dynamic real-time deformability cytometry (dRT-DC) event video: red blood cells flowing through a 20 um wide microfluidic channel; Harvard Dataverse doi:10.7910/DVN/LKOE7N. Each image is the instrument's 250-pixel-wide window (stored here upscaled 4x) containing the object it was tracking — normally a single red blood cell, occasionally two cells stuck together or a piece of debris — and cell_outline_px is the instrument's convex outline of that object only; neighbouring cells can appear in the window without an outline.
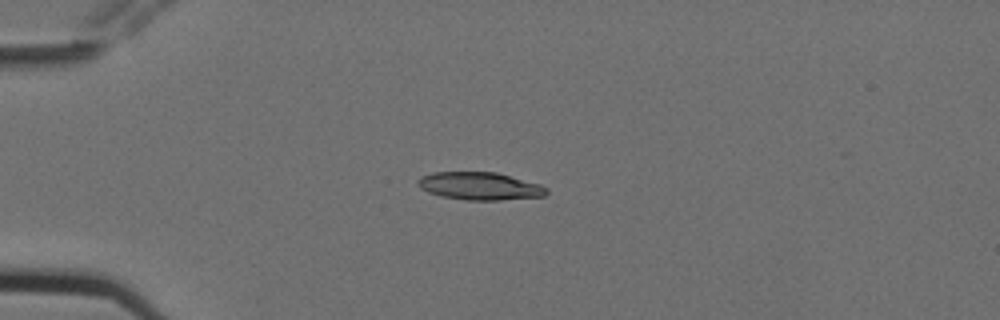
{"species": "Egyptian fruit bat (a non-hibernating species)", "species_latin": "Rousettus aegyptiacus", "temperature_condition": "cold", "stored_images_in_passage": 5, "camera_frame_rate_fps": 3000, "um_per_image_px": 0.085, "animal": {"sex": "female"}, "frame": {"image": 1, "passage_image": 4, "time_ms": 1.0, "image_size_px": [1000, 320], "cell_outline_px": [[548, 192], [544, 196], [500, 200], [468, 200], [440, 196], [428, 192], [420, 188], [416, 184], [416, 180], [420, 176], [432, 172], [496, 172], [540, 184], [548, 188]], "centroid_in_image_um": [40.75, 15.81], "position_along_channel_um": 44.3, "area_um2": 20.92}}
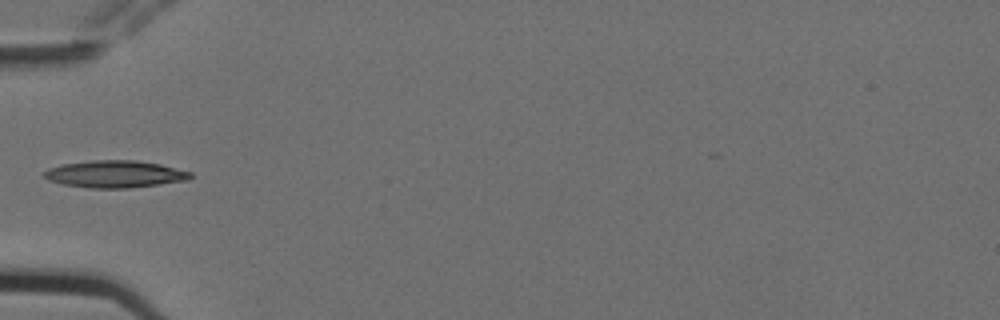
{"frame": {"image": 2, "passage_image": 5, "time_ms": 1.333, "image_size_px": [1000, 320], "cell_outline_px": [[192, 176], [188, 180], [160, 184], [128, 188], [88, 188], [64, 184], [48, 180], [44, 176], [44, 172], [48, 168], [64, 164], [92, 160], [136, 160], [160, 164], [192, 172]], "centroid_in_image_um": [9.79, 14.79], "position_along_channel_um": 75.2, "area_um2": 23.06}}